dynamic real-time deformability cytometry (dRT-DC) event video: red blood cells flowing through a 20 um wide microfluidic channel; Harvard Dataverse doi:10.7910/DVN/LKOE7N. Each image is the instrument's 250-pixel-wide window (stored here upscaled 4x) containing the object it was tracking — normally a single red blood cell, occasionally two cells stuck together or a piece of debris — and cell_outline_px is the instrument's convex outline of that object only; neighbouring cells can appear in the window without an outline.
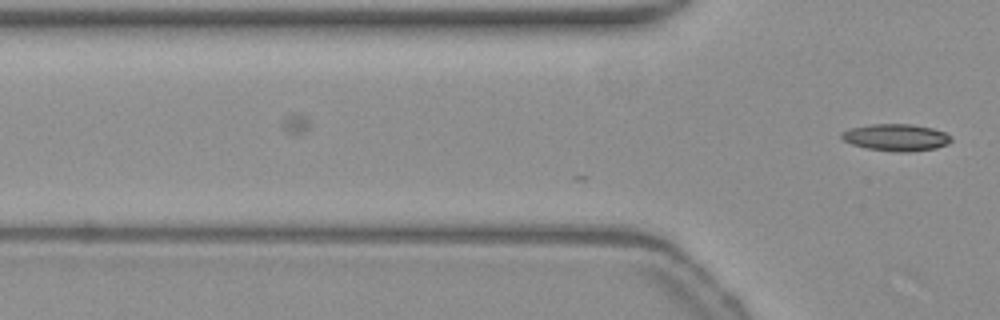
{"species": "common noctule bat (a hibernating species)", "species_latin": "Nyctalus noctula", "temperature_condition": "warm", "stored_images_in_passage": 14, "camera_frame_rate_fps": 3000, "um_per_image_px": 0.085, "animal": {"sex": "female", "body_mass_g": 19.3, "forearm_length_mm": 54.1}, "frame": {"image": 1, "passage_image": 14, "time_ms": 4.333, "image_size_px": [1000, 320], "cell_outline_px": [[952, 140], [948, 144], [936, 148], [912, 152], [896, 152], [868, 148], [852, 144], [844, 140], [840, 136], [840, 132], [852, 128], [872, 124], [912, 124], [932, 128], [944, 132], [952, 136]], "centroid_in_image_um": [76.2, 11.68], "position_along_channel_um": 49.6, "area_um2": 17.22}}